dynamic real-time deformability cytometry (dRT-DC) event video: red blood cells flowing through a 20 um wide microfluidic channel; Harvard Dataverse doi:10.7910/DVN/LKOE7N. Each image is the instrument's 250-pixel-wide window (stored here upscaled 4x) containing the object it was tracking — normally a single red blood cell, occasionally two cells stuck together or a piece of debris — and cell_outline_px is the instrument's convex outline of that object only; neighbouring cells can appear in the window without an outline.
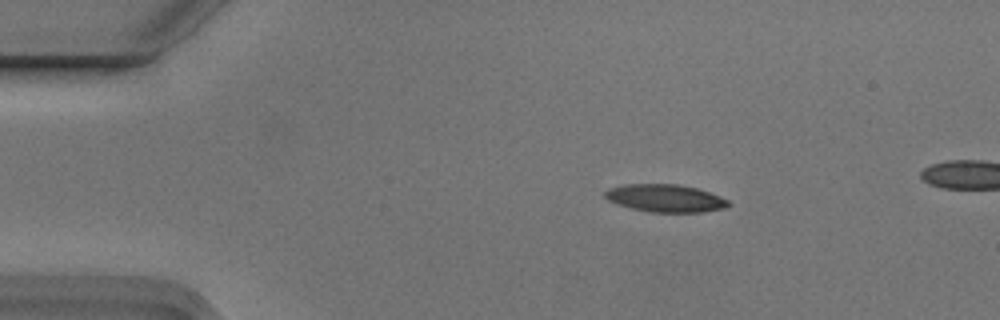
{"species": "Egyptian fruit bat (a non-hibernating species)", "species_latin": "Rousettus aegyptiacus", "temperature_condition": "cold", "stored_images_in_passage": 7, "camera_frame_rate_fps": 3000, "um_per_image_px": 0.085, "animal": {"sex": "male"}, "frame": {"image": 1, "passage_image": 1, "time_ms": 0.0, "image_size_px": [1000, 320], "cell_outline_px": [[732, 204], [724, 208], [704, 212], [652, 212], [632, 208], [616, 204], [608, 200], [604, 196], [604, 192], [608, 188], [624, 184], [676, 184], [696, 188], [720, 196], [728, 200]], "centroid_in_image_um": [56.54, 16.84], "position_along_channel_um": 28.5, "area_um2": 19.88}}
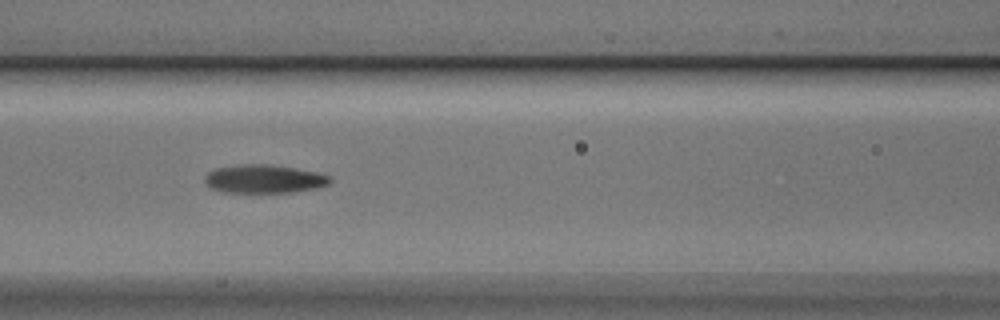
{"frame": {"image": 2, "passage_image": 5, "time_ms": 1.333, "image_size_px": [1000, 320], "cell_outline_px": [[332, 180], [328, 184], [316, 188], [292, 192], [224, 192], [212, 188], [204, 180], [204, 176], [208, 172], [216, 168], [236, 164], [272, 164], [316, 172], [332, 176]], "centroid_in_image_um": [22.45, 15.19], "position_along_channel_um": 144.1, "area_um2": 20.75}}
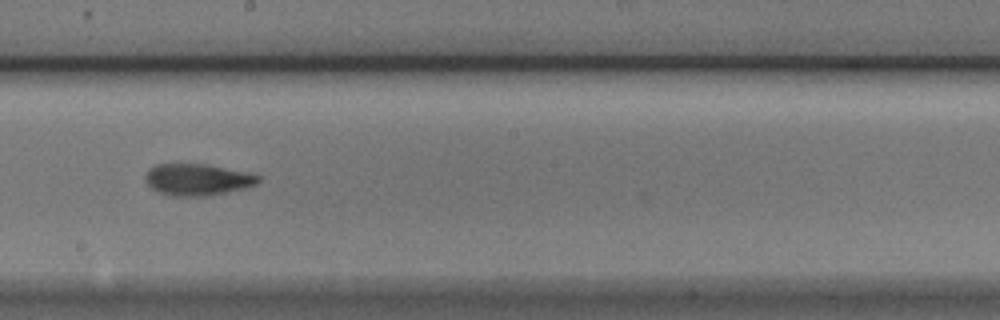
{"frame": {"image": 3, "passage_image": 7, "time_ms": 2.0, "image_size_px": [1000, 320], "cell_outline_px": [[260, 180], [256, 184], [244, 188], [208, 196], [172, 196], [160, 192], [152, 188], [148, 184], [144, 176], [148, 168], [156, 164], [204, 164], [260, 176]], "centroid_in_image_um": [16.72, 15.27], "position_along_channel_um": 231.5, "area_um2": 20.46}}